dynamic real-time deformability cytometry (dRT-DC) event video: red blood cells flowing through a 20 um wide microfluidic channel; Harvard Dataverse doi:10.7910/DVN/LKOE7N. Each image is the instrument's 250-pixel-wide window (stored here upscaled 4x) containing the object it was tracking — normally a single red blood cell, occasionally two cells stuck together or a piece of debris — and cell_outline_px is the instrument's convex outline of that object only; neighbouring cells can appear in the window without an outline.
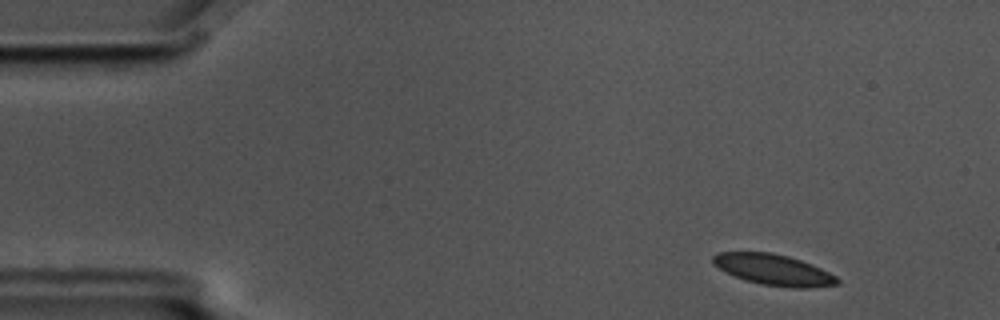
{"species": "common noctule bat (a hibernating species)", "species_latin": "Nyctalus noctula", "temperature_condition": "cold", "stored_images_in_passage": 4, "camera_frame_rate_fps": 3000, "um_per_image_px": 0.085, "animal": {"sex": "male", "body_mass_g": 17.5, "forearm_length_mm": 52.3}, "frame": {"image": 1, "passage_image": 2, "time_ms": 0.333, "image_size_px": [1000, 320], "cell_outline_px": [[840, 284], [808, 288], [796, 288], [760, 284], [736, 276], [712, 264], [712, 256], [716, 252], [772, 252], [788, 256], [812, 264], [836, 276], [840, 280]], "centroid_in_image_um": [65.77, 22.92], "position_along_channel_um": 19.2, "area_um2": 22.25}}